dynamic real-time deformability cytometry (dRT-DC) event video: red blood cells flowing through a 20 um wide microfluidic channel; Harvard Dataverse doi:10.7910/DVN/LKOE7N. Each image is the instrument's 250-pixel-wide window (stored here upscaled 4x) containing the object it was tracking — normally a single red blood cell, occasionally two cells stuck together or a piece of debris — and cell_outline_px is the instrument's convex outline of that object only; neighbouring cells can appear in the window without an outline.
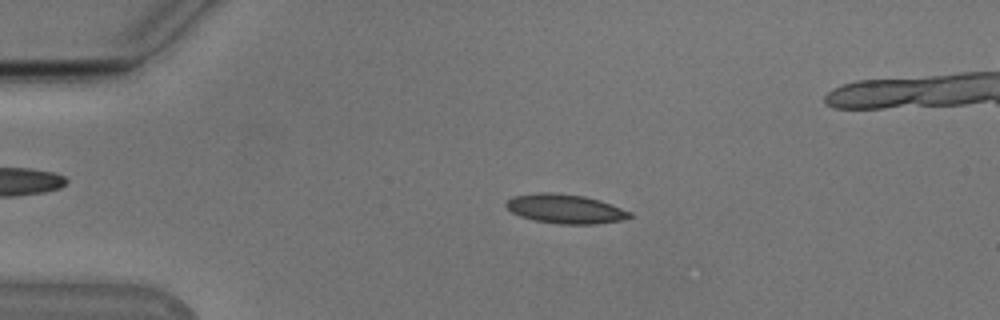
{"species": "Egyptian fruit bat (a non-hibernating species)", "species_latin": "Rousettus aegyptiacus", "temperature_condition": "cold", "stored_images_in_passage": 53, "camera_frame_rate_fps": 3000, "um_per_image_px": 0.085, "animal": {"sex": "male"}, "frame": {"image": 1, "passage_image": 11, "time_ms": 3.333, "image_size_px": [1000, 320], "cell_outline_px": [[632, 216], [620, 220], [596, 224], [560, 224], [532, 220], [520, 216], [512, 212], [504, 204], [512, 196], [540, 192], [548, 192], [584, 196], [600, 200], [612, 204], [632, 212]], "centroid_in_image_um": [48.04, 17.75], "position_along_channel_um": 37.0, "area_um2": 21.04}}
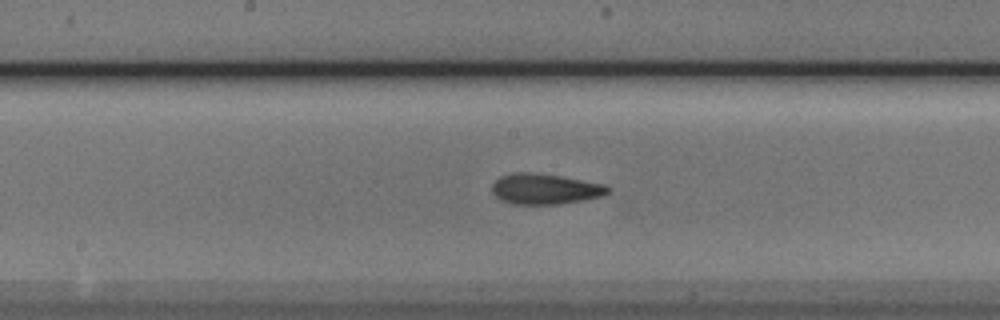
{"frame": {"image": 2, "passage_image": 27, "time_ms": 8.667, "image_size_px": [1000, 320], "cell_outline_px": [[612, 192], [604, 196], [584, 200], [560, 204], [512, 204], [500, 200], [492, 192], [492, 184], [500, 176], [512, 172], [532, 172], [560, 176], [604, 184], [612, 188]], "centroid_in_image_um": [46.35, 16.06], "position_along_channel_um": 201.8, "area_um2": 20.92}}
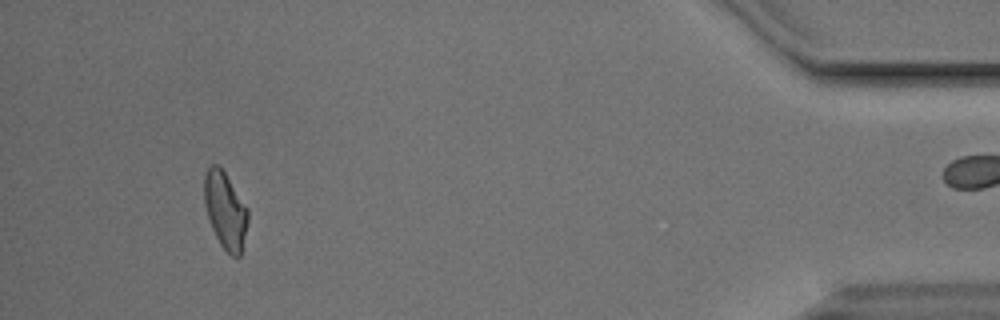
{"frame": {"image": 3, "passage_image": 49, "time_ms": 16.0, "image_size_px": [1000, 320], "cell_outline_px": [[248, 220], [240, 256], [232, 256], [220, 244], [212, 228], [204, 204], [204, 176], [208, 168], [212, 164], [216, 164], [224, 172], [248, 208]], "centroid_in_image_um": [19.14, 17.87], "position_along_channel_um": 416.1, "area_um2": 19.19}}